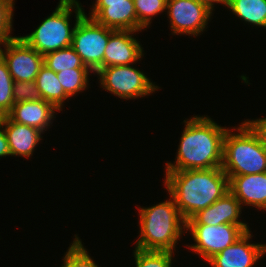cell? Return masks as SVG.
<instances>
[{
    "mask_svg": "<svg viewBox=\"0 0 266 267\" xmlns=\"http://www.w3.org/2000/svg\"><path fill=\"white\" fill-rule=\"evenodd\" d=\"M185 128L175 158L166 162L165 171L201 170L222 166L226 127L212 118L195 115L183 121Z\"/></svg>",
    "mask_w": 266,
    "mask_h": 267,
    "instance_id": "1",
    "label": "cell"
},
{
    "mask_svg": "<svg viewBox=\"0 0 266 267\" xmlns=\"http://www.w3.org/2000/svg\"><path fill=\"white\" fill-rule=\"evenodd\" d=\"M163 180L165 190L173 197L185 221L229 191V179L221 167L165 171Z\"/></svg>",
    "mask_w": 266,
    "mask_h": 267,
    "instance_id": "2",
    "label": "cell"
},
{
    "mask_svg": "<svg viewBox=\"0 0 266 267\" xmlns=\"http://www.w3.org/2000/svg\"><path fill=\"white\" fill-rule=\"evenodd\" d=\"M159 204L138 209L139 235L135 248L140 250L176 251L180 237L186 232V221L173 197Z\"/></svg>",
    "mask_w": 266,
    "mask_h": 267,
    "instance_id": "3",
    "label": "cell"
},
{
    "mask_svg": "<svg viewBox=\"0 0 266 267\" xmlns=\"http://www.w3.org/2000/svg\"><path fill=\"white\" fill-rule=\"evenodd\" d=\"M231 129L224 136L221 166L228 179L265 173L266 152L257 133L246 121Z\"/></svg>",
    "mask_w": 266,
    "mask_h": 267,
    "instance_id": "4",
    "label": "cell"
},
{
    "mask_svg": "<svg viewBox=\"0 0 266 267\" xmlns=\"http://www.w3.org/2000/svg\"><path fill=\"white\" fill-rule=\"evenodd\" d=\"M74 10V11H73ZM75 13V23L70 26V17ZM85 10L77 5H57L50 16L30 34L21 37L29 46L42 56L47 53L71 46L76 23L85 15Z\"/></svg>",
    "mask_w": 266,
    "mask_h": 267,
    "instance_id": "5",
    "label": "cell"
},
{
    "mask_svg": "<svg viewBox=\"0 0 266 267\" xmlns=\"http://www.w3.org/2000/svg\"><path fill=\"white\" fill-rule=\"evenodd\" d=\"M100 86L120 99L133 100L153 94L160 89L143 71L131 65L108 66L97 73Z\"/></svg>",
    "mask_w": 266,
    "mask_h": 267,
    "instance_id": "6",
    "label": "cell"
},
{
    "mask_svg": "<svg viewBox=\"0 0 266 267\" xmlns=\"http://www.w3.org/2000/svg\"><path fill=\"white\" fill-rule=\"evenodd\" d=\"M84 15L75 25L71 47L81 57L84 65L96 74L103 68L104 52L114 29L96 23Z\"/></svg>",
    "mask_w": 266,
    "mask_h": 267,
    "instance_id": "7",
    "label": "cell"
},
{
    "mask_svg": "<svg viewBox=\"0 0 266 267\" xmlns=\"http://www.w3.org/2000/svg\"><path fill=\"white\" fill-rule=\"evenodd\" d=\"M188 231L195 243L186 246L206 262L246 233L241 226L235 224L186 225V232Z\"/></svg>",
    "mask_w": 266,
    "mask_h": 267,
    "instance_id": "8",
    "label": "cell"
},
{
    "mask_svg": "<svg viewBox=\"0 0 266 267\" xmlns=\"http://www.w3.org/2000/svg\"><path fill=\"white\" fill-rule=\"evenodd\" d=\"M166 11L171 33L180 36H200L213 16V11L199 0H167Z\"/></svg>",
    "mask_w": 266,
    "mask_h": 267,
    "instance_id": "9",
    "label": "cell"
},
{
    "mask_svg": "<svg viewBox=\"0 0 266 267\" xmlns=\"http://www.w3.org/2000/svg\"><path fill=\"white\" fill-rule=\"evenodd\" d=\"M2 47L4 50L0 46V56L13 80L35 81L43 65V56L19 36L5 42Z\"/></svg>",
    "mask_w": 266,
    "mask_h": 267,
    "instance_id": "10",
    "label": "cell"
},
{
    "mask_svg": "<svg viewBox=\"0 0 266 267\" xmlns=\"http://www.w3.org/2000/svg\"><path fill=\"white\" fill-rule=\"evenodd\" d=\"M89 18L114 30L138 31V20L133 0L93 1Z\"/></svg>",
    "mask_w": 266,
    "mask_h": 267,
    "instance_id": "11",
    "label": "cell"
},
{
    "mask_svg": "<svg viewBox=\"0 0 266 267\" xmlns=\"http://www.w3.org/2000/svg\"><path fill=\"white\" fill-rule=\"evenodd\" d=\"M251 231H247L235 243L215 254L207 263L211 267H253L266 254V243H251Z\"/></svg>",
    "mask_w": 266,
    "mask_h": 267,
    "instance_id": "12",
    "label": "cell"
},
{
    "mask_svg": "<svg viewBox=\"0 0 266 267\" xmlns=\"http://www.w3.org/2000/svg\"><path fill=\"white\" fill-rule=\"evenodd\" d=\"M243 207L238 199L228 191L212 205L199 211L191 219L186 221V225H211L235 224L241 226L246 232L249 225L240 221Z\"/></svg>",
    "mask_w": 266,
    "mask_h": 267,
    "instance_id": "13",
    "label": "cell"
},
{
    "mask_svg": "<svg viewBox=\"0 0 266 267\" xmlns=\"http://www.w3.org/2000/svg\"><path fill=\"white\" fill-rule=\"evenodd\" d=\"M138 32L115 30L110 35L104 52L103 68L135 64L144 57V48L134 37Z\"/></svg>",
    "mask_w": 266,
    "mask_h": 267,
    "instance_id": "14",
    "label": "cell"
},
{
    "mask_svg": "<svg viewBox=\"0 0 266 267\" xmlns=\"http://www.w3.org/2000/svg\"><path fill=\"white\" fill-rule=\"evenodd\" d=\"M57 111L60 112L52 103L42 99L13 104L7 116L16 123L34 127L44 133L56 118Z\"/></svg>",
    "mask_w": 266,
    "mask_h": 267,
    "instance_id": "15",
    "label": "cell"
},
{
    "mask_svg": "<svg viewBox=\"0 0 266 267\" xmlns=\"http://www.w3.org/2000/svg\"><path fill=\"white\" fill-rule=\"evenodd\" d=\"M229 191L238 199L241 206L266 210V172L233 176L229 180Z\"/></svg>",
    "mask_w": 266,
    "mask_h": 267,
    "instance_id": "16",
    "label": "cell"
},
{
    "mask_svg": "<svg viewBox=\"0 0 266 267\" xmlns=\"http://www.w3.org/2000/svg\"><path fill=\"white\" fill-rule=\"evenodd\" d=\"M11 156L30 158L42 140L43 132L27 125L12 121L7 115L0 117Z\"/></svg>",
    "mask_w": 266,
    "mask_h": 267,
    "instance_id": "17",
    "label": "cell"
},
{
    "mask_svg": "<svg viewBox=\"0 0 266 267\" xmlns=\"http://www.w3.org/2000/svg\"><path fill=\"white\" fill-rule=\"evenodd\" d=\"M35 83L42 99L52 103L60 111H62L65 101L70 100L60 84L57 74L44 64L36 76Z\"/></svg>",
    "mask_w": 266,
    "mask_h": 267,
    "instance_id": "18",
    "label": "cell"
},
{
    "mask_svg": "<svg viewBox=\"0 0 266 267\" xmlns=\"http://www.w3.org/2000/svg\"><path fill=\"white\" fill-rule=\"evenodd\" d=\"M227 9L245 23L266 29V0H229Z\"/></svg>",
    "mask_w": 266,
    "mask_h": 267,
    "instance_id": "19",
    "label": "cell"
},
{
    "mask_svg": "<svg viewBox=\"0 0 266 267\" xmlns=\"http://www.w3.org/2000/svg\"><path fill=\"white\" fill-rule=\"evenodd\" d=\"M43 64L55 73L71 68H87L71 46L47 53L43 56Z\"/></svg>",
    "mask_w": 266,
    "mask_h": 267,
    "instance_id": "20",
    "label": "cell"
},
{
    "mask_svg": "<svg viewBox=\"0 0 266 267\" xmlns=\"http://www.w3.org/2000/svg\"><path fill=\"white\" fill-rule=\"evenodd\" d=\"M90 73L92 72L88 68H71L69 70H61L56 74L65 93L71 98L88 88L90 80L88 75Z\"/></svg>",
    "mask_w": 266,
    "mask_h": 267,
    "instance_id": "21",
    "label": "cell"
},
{
    "mask_svg": "<svg viewBox=\"0 0 266 267\" xmlns=\"http://www.w3.org/2000/svg\"><path fill=\"white\" fill-rule=\"evenodd\" d=\"M133 2L140 32L151 26L154 16L166 12L167 0H133Z\"/></svg>",
    "mask_w": 266,
    "mask_h": 267,
    "instance_id": "22",
    "label": "cell"
},
{
    "mask_svg": "<svg viewBox=\"0 0 266 267\" xmlns=\"http://www.w3.org/2000/svg\"><path fill=\"white\" fill-rule=\"evenodd\" d=\"M62 260L63 264L60 267H99L90 256L77 234Z\"/></svg>",
    "mask_w": 266,
    "mask_h": 267,
    "instance_id": "23",
    "label": "cell"
},
{
    "mask_svg": "<svg viewBox=\"0 0 266 267\" xmlns=\"http://www.w3.org/2000/svg\"><path fill=\"white\" fill-rule=\"evenodd\" d=\"M136 267H173L175 252L155 250H133Z\"/></svg>",
    "mask_w": 266,
    "mask_h": 267,
    "instance_id": "24",
    "label": "cell"
},
{
    "mask_svg": "<svg viewBox=\"0 0 266 267\" xmlns=\"http://www.w3.org/2000/svg\"><path fill=\"white\" fill-rule=\"evenodd\" d=\"M14 82L5 61L0 56V117L6 116L12 109Z\"/></svg>",
    "mask_w": 266,
    "mask_h": 267,
    "instance_id": "25",
    "label": "cell"
},
{
    "mask_svg": "<svg viewBox=\"0 0 266 267\" xmlns=\"http://www.w3.org/2000/svg\"><path fill=\"white\" fill-rule=\"evenodd\" d=\"M15 0H0V46L13 39V16Z\"/></svg>",
    "mask_w": 266,
    "mask_h": 267,
    "instance_id": "26",
    "label": "cell"
},
{
    "mask_svg": "<svg viewBox=\"0 0 266 267\" xmlns=\"http://www.w3.org/2000/svg\"><path fill=\"white\" fill-rule=\"evenodd\" d=\"M14 104L24 101L42 100L35 81H17L13 85Z\"/></svg>",
    "mask_w": 266,
    "mask_h": 267,
    "instance_id": "27",
    "label": "cell"
},
{
    "mask_svg": "<svg viewBox=\"0 0 266 267\" xmlns=\"http://www.w3.org/2000/svg\"><path fill=\"white\" fill-rule=\"evenodd\" d=\"M252 128L253 130L257 133V135L259 136L262 145L265 149L266 152V118L262 117L259 119H255V120H245Z\"/></svg>",
    "mask_w": 266,
    "mask_h": 267,
    "instance_id": "28",
    "label": "cell"
},
{
    "mask_svg": "<svg viewBox=\"0 0 266 267\" xmlns=\"http://www.w3.org/2000/svg\"><path fill=\"white\" fill-rule=\"evenodd\" d=\"M6 156H11L10 148L6 134L4 132V128L2 127V123L0 122V158Z\"/></svg>",
    "mask_w": 266,
    "mask_h": 267,
    "instance_id": "29",
    "label": "cell"
},
{
    "mask_svg": "<svg viewBox=\"0 0 266 267\" xmlns=\"http://www.w3.org/2000/svg\"><path fill=\"white\" fill-rule=\"evenodd\" d=\"M200 2H202L203 4L207 5L212 11L215 10V4H223V6L225 5L226 7L228 6L229 0H199ZM215 3V4H214Z\"/></svg>",
    "mask_w": 266,
    "mask_h": 267,
    "instance_id": "30",
    "label": "cell"
},
{
    "mask_svg": "<svg viewBox=\"0 0 266 267\" xmlns=\"http://www.w3.org/2000/svg\"><path fill=\"white\" fill-rule=\"evenodd\" d=\"M77 5L80 9H83L81 3H79L78 0H59L58 5H67V4H72Z\"/></svg>",
    "mask_w": 266,
    "mask_h": 267,
    "instance_id": "31",
    "label": "cell"
}]
</instances>
